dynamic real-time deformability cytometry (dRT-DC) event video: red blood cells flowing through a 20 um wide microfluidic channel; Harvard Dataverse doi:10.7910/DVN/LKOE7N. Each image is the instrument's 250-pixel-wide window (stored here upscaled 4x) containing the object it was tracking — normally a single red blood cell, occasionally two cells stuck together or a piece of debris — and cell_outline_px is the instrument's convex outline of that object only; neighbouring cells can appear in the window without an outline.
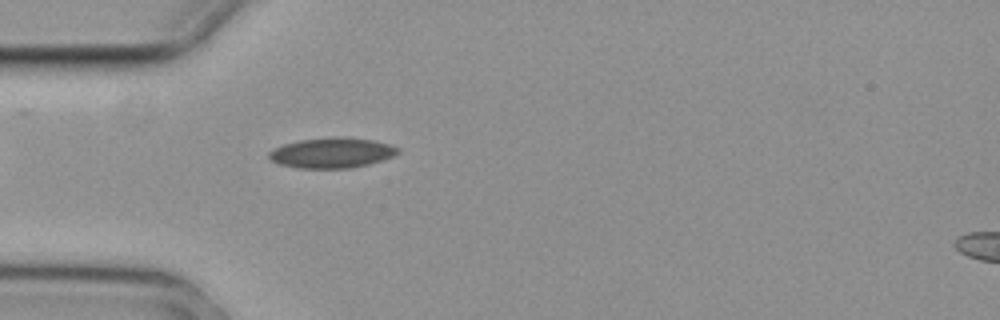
{"species": "common noctule bat (a hibernating species)", "species_latin": "Nyctalus noctula", "temperature_condition": "cold", "stored_images_in_passage": 5, "camera_frame_rate_fps": 3000, "um_per_image_px": 0.085, "animal": {"sex": "female", "body_mass_g": 29.2, "forearm_length_mm": 56.3}, "frame": {"image": 1, "passage_image": 4, "time_ms": 1.0, "image_size_px": [1000, 320], "cell_outline_px": [[400, 152], [392, 156], [368, 164], [348, 168], [300, 168], [280, 164], [272, 160], [268, 156], [268, 152], [284, 144], [300, 140], [332, 136], [344, 136], [372, 140], [392, 144], [400, 148]], "centroid_in_image_um": [28.24, 12.97], "position_along_channel_um": 56.8, "area_um2": 22.72}}